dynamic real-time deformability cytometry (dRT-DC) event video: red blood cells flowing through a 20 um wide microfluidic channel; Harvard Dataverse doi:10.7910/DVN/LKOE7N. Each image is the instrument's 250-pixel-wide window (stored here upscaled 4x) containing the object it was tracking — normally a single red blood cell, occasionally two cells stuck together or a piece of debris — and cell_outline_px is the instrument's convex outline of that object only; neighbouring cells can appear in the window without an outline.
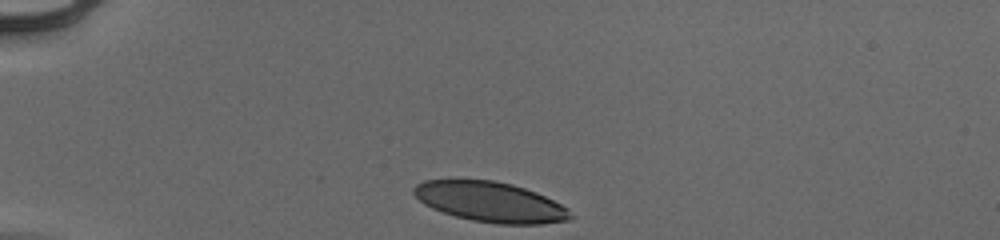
{"species": "human", "species_latin": "Homo sapiens", "temperature_condition": "cold", "stored_images_in_passage": 33, "camera_frame_rate_fps": 3000, "um_per_image_px": 0.085, "donor": {"sex": "male"}, "frame": {"image": 1, "passage_image": 1, "time_ms": 0.0, "image_size_px": [1000, 240], "cell_outline_px": [[576, 216], [568, 220], [540, 224], [496, 224], [472, 220], [456, 216], [432, 208], [424, 204], [412, 192], [412, 188], [416, 184], [424, 180], [492, 180], [512, 184], [536, 192], [568, 208]], "centroid_in_image_um": [41.7, 17.17], "position_along_channel_um": 43.3, "area_um2": 36.53}}
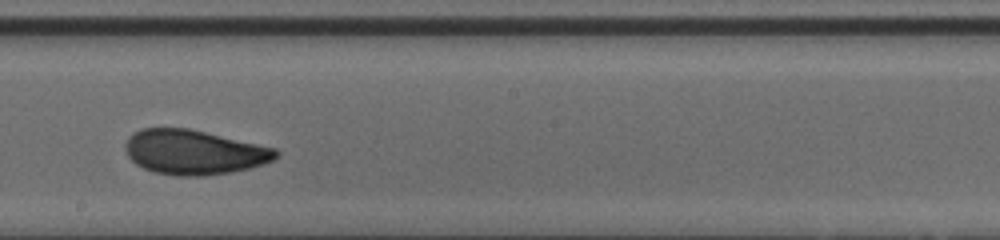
{"frame": {"image": 2, "passage_image": 19, "time_ms": 6.0, "image_size_px": [1000, 240], "cell_outline_px": [[280, 156], [272, 160], [252, 168], [232, 172], [204, 176], [180, 176], [152, 172], [136, 164], [128, 156], [124, 148], [124, 144], [128, 136], [132, 132], [140, 128], [188, 128], [276, 148], [280, 152]], "centroid_in_image_um": [16.47, 12.93], "position_along_channel_um": 231.7, "area_um2": 39.48}}
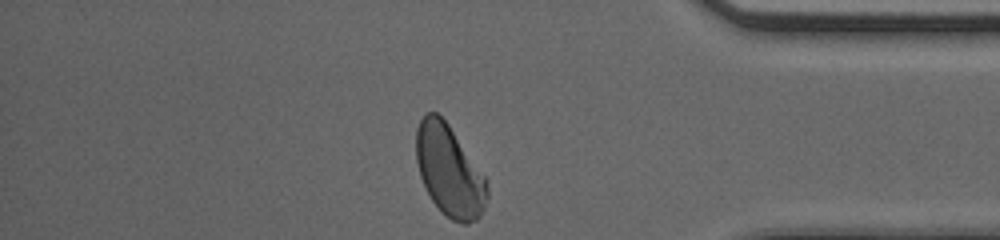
{"frame": {"image": 3, "passage_image": 33, "time_ms": 10.667, "image_size_px": [1000, 240], "cell_outline_px": [[488, 196], [484, 208], [480, 216], [476, 220], [468, 224], [464, 224], [452, 220], [432, 200], [420, 176], [416, 160], [416, 128], [424, 112], [436, 112], [448, 124], [484, 176], [488, 188]], "centroid_in_image_um": [38.18, 14.51], "position_along_channel_um": 397.0, "area_um2": 37.17}, "authors_computed_cell_mechanics": {"area_um2": 38.6682, "velocity_mm_per_s": 3.9294, "shape_relaxation_time_tau1_ms": 3.9502, "shape_relaxation_time_tau2_ms": 0.9449, "deformation_change_tau1": 0.1232, "deformation_change_tau2": 0.0613}}